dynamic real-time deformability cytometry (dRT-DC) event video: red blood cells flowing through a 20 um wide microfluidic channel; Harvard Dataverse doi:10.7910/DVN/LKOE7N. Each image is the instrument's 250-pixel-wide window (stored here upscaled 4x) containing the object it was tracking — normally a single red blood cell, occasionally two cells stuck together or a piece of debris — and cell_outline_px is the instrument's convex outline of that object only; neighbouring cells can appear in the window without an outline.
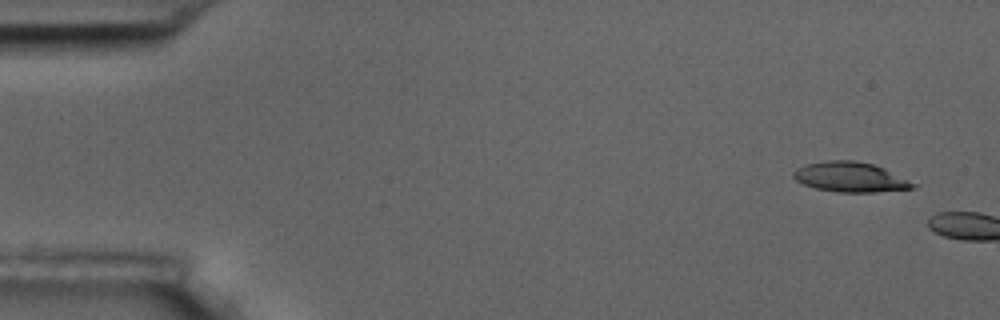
{"species": "common noctule bat (a hibernating species)", "species_latin": "Nyctalus noctula", "temperature_condition": "room temperature", "stored_images_in_passage": 3, "camera_frame_rate_fps": 3000, "um_per_image_px": 0.085, "animal": {"sex": "male", "body_mass_g": 17.5, "forearm_length_mm": 52.3}, "frame": {"image": 1, "passage_image": 1, "time_ms": 0.0, "image_size_px": [1000, 320], "cell_outline_px": [[920, 184], [916, 188], [876, 192], [840, 192], [816, 188], [804, 184], [796, 180], [792, 176], [792, 172], [796, 168], [808, 164], [828, 160], [856, 160], [872, 164], [884, 168]], "centroid_in_image_um": [72.34, 15.05], "position_along_channel_um": 12.7, "area_um2": 20.98}}